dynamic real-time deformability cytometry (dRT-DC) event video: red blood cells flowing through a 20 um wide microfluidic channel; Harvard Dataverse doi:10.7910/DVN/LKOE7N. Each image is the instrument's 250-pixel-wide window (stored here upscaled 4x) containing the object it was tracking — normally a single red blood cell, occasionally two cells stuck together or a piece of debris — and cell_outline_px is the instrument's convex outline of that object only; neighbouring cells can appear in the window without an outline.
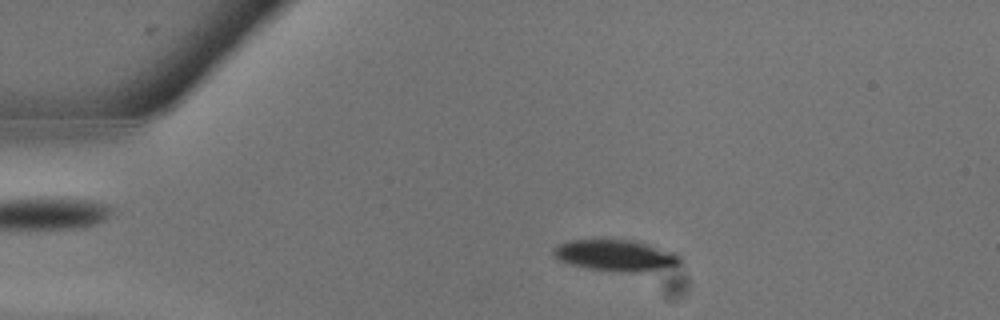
{"species": "common noctule bat (a hibernating species)", "species_latin": "Nyctalus noctula", "temperature_condition": "warm", "stored_images_in_passage": 11, "camera_frame_rate_fps": 3000, "um_per_image_px": 0.085, "animal": {"sex": "male", "body_mass_g": 13.3}, "frame": {"image": 1, "passage_image": 5, "time_ms": 1.333, "image_size_px": [1000, 320], "cell_outline_px": [[680, 264], [648, 272], [632, 272], [588, 268], [572, 264], [560, 260], [552, 256], [552, 248], [568, 240], [636, 240], [680, 252]], "centroid_in_image_um": [52.4, 21.69], "position_along_channel_um": 32.6, "area_um2": 23.29}}
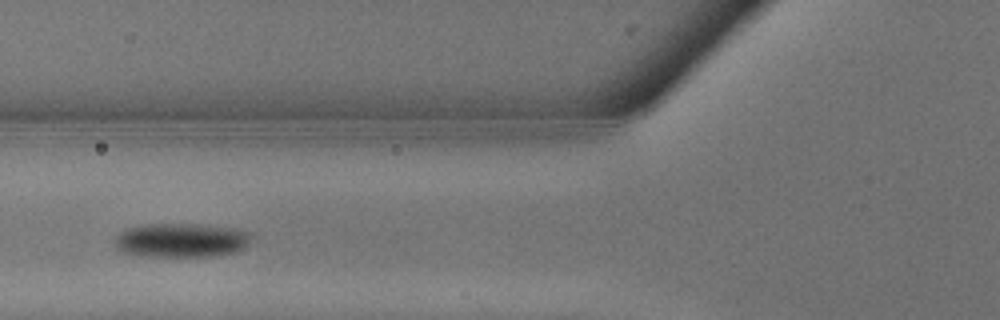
{"frame": {"image": 2, "passage_image": 10, "time_ms": 3.0, "image_size_px": [1000, 320], "cell_outline_px": [[252, 236], [248, 244], [244, 248], [232, 252], [212, 256], [136, 256], [120, 252], [112, 244], [112, 240], [120, 232], [128, 228], [144, 224], [200, 224], [232, 228], [248, 232]], "centroid_in_image_um": [15.32, 20.42], "position_along_channel_um": 110.5, "area_um2": 27.4}}